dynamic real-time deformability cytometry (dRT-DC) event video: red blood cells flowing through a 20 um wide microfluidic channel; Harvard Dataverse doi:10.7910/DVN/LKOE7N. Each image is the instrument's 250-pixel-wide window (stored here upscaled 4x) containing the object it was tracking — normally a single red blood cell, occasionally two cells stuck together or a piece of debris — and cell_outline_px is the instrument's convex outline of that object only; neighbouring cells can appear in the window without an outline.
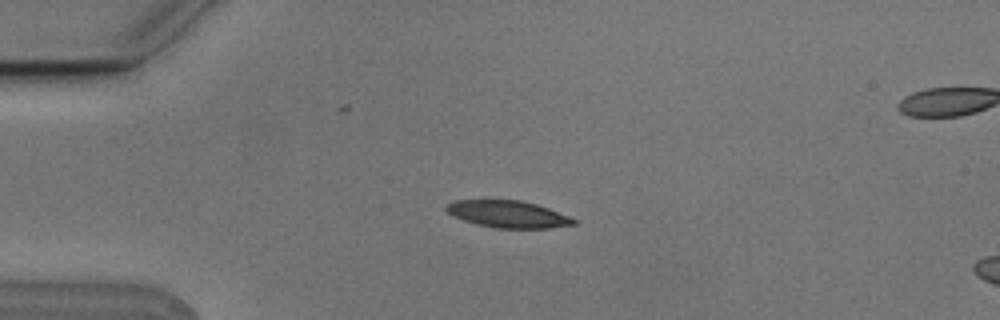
{"species": "Egyptian fruit bat (a non-hibernating species)", "species_latin": "Rousettus aegyptiacus", "temperature_condition": "cold", "stored_images_in_passage": 8, "camera_frame_rate_fps": 3000, "um_per_image_px": 0.085, "animal": {"sex": "male"}, "frame": {"image": 1, "passage_image": 3, "time_ms": 0.667, "image_size_px": [1000, 320], "cell_outline_px": [[580, 220], [576, 224], [548, 228], [496, 228], [476, 224], [452, 216], [444, 208], [444, 204], [456, 200], [520, 200], [536, 204], [548, 208]], "centroid_in_image_um": [43.18, 18.2], "position_along_channel_um": 41.8, "area_um2": 20.17}}
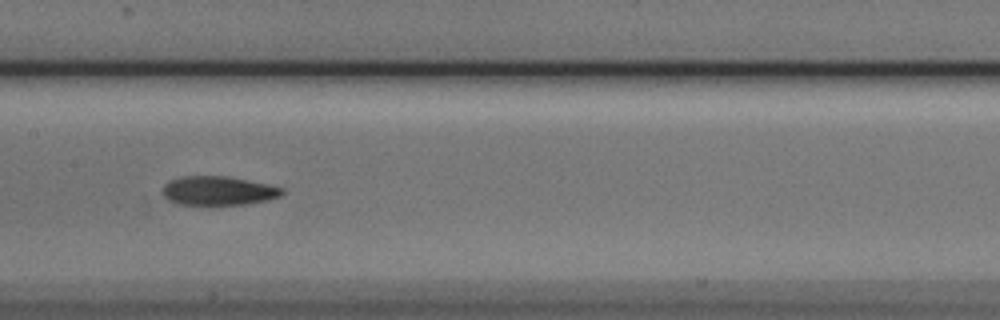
{"frame": {"image": 2, "passage_image": 7, "time_ms": 2.0, "image_size_px": [1000, 320], "cell_outline_px": [[284, 192], [280, 196], [268, 200], [220, 208], [180, 204], [168, 200], [164, 196], [164, 184], [180, 176], [224, 176], [248, 180], [268, 184], [284, 188]], "centroid_in_image_um": [18.57, 16.26], "position_along_channel_um": 188.8, "area_um2": 20.87}}
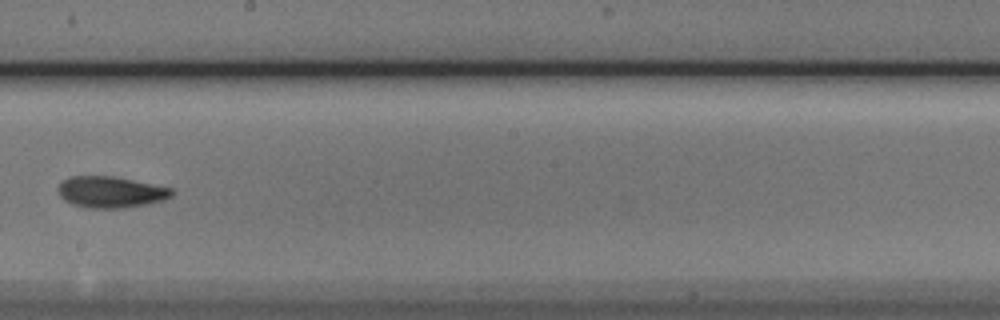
{"frame": {"image": 3, "passage_image": 8, "time_ms": 2.333, "image_size_px": [1000, 320], "cell_outline_px": [[172, 196], [164, 200], [148, 204], [124, 208], [88, 208], [72, 204], [64, 200], [56, 192], [56, 188], [64, 180], [72, 176], [116, 176], [172, 188]], "centroid_in_image_um": [9.4, 16.33], "position_along_channel_um": 238.8, "area_um2": 20.92}}